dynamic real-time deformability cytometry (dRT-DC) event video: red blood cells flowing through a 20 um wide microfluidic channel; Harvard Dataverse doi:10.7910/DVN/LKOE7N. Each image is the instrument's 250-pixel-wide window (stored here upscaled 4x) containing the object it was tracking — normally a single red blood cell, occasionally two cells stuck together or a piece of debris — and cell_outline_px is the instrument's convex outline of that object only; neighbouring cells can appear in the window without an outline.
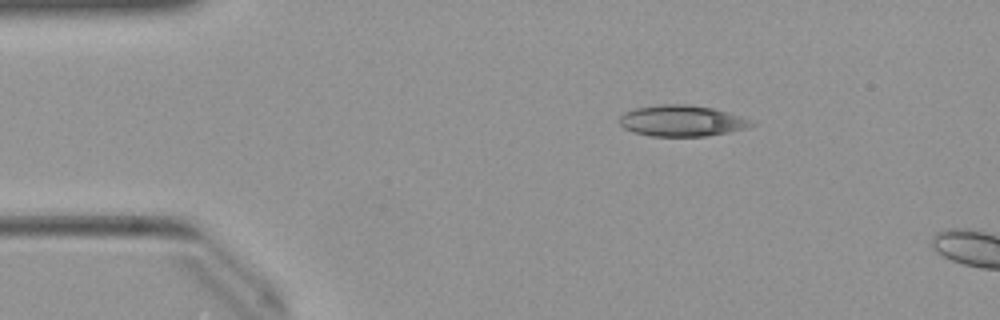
{"species": "Egyptian fruit bat (a non-hibernating species)", "species_latin": "Rousettus aegyptiacus", "temperature_condition": "warm", "stored_images_in_passage": 3, "camera_frame_rate_fps": 3000, "um_per_image_px": 0.085, "animal": {"sex": "female"}, "frame": {"image": 1, "passage_image": 1, "time_ms": 0.0, "image_size_px": [1000, 320], "cell_outline_px": [[756, 124], [748, 128], [728, 132], [704, 136], [652, 136], [632, 132], [624, 128], [620, 124], [620, 116], [624, 112], [636, 108], [664, 104], [688, 104], [712, 108], [728, 112], [740, 116]], "centroid_in_image_um": [57.94, 10.27], "position_along_channel_um": 27.1, "area_um2": 23.76}}